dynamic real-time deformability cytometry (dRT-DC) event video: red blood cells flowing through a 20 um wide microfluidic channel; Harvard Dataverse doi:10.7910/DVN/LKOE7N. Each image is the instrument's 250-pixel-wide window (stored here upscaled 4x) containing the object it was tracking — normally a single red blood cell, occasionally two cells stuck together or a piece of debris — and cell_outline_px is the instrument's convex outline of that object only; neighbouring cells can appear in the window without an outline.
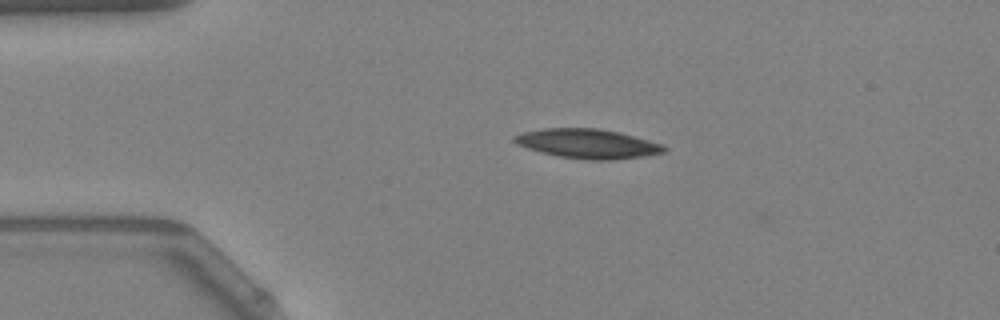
{"species": "Egyptian fruit bat (a non-hibernating species)", "species_latin": "Rousettus aegyptiacus", "temperature_condition": "warm", "stored_images_in_passage": 43, "camera_frame_rate_fps": 3000, "um_per_image_px": 0.085, "animal": {"sex": "female"}, "frame": {"image": 1, "passage_image": 1, "time_ms": 0.0, "image_size_px": [1000, 320], "cell_outline_px": [[668, 148], [664, 152], [644, 156], [608, 160], [588, 160], [556, 156], [540, 152], [516, 144], [512, 140], [512, 136], [524, 132], [544, 128], [596, 128], [620, 132], [664, 144]], "centroid_in_image_um": [49.95, 12.21], "position_along_channel_um": 35.0, "area_um2": 25.78}}
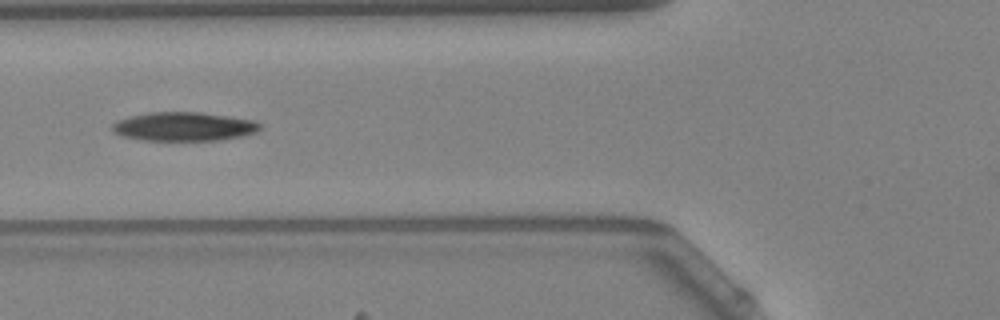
{"frame": {"image": 2, "passage_image": 10, "time_ms": 3.0, "image_size_px": [1000, 320], "cell_outline_px": [[260, 128], [256, 132], [240, 136], [216, 140], [144, 140], [124, 136], [116, 132], [112, 128], [112, 124], [120, 120], [132, 116], [148, 112], [200, 112], [228, 116], [252, 120], [260, 124]], "centroid_in_image_um": [15.64, 10.75], "position_along_channel_um": 110.2, "area_um2": 24.33}}
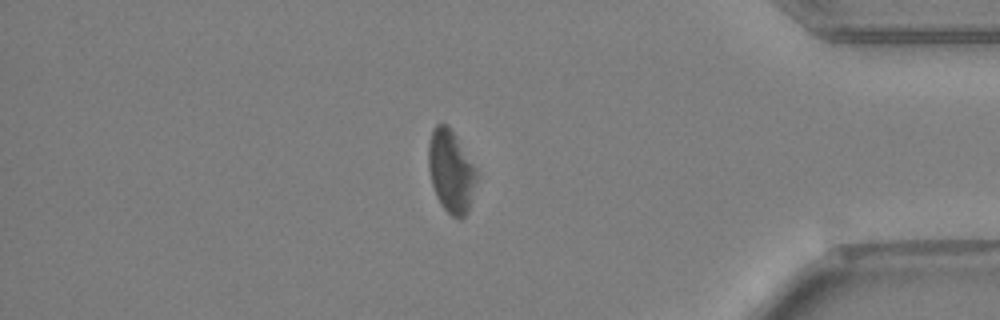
{"frame": {"image": 3, "passage_image": 35, "time_ms": 11.333, "image_size_px": [1000, 320], "cell_outline_px": [[476, 176], [468, 212], [460, 220], [452, 216], [440, 204], [436, 196], [432, 184], [428, 168], [428, 144], [432, 128], [436, 124], [448, 124], [456, 136], [476, 168]], "centroid_in_image_um": [38.3, 14.54], "position_along_channel_um": 396.9, "area_um2": 23.06}, "authors_computed_cell_mechanics": {"area_um2": 24.9696, "velocity_mm_per_s": 3.8095, "shape_relaxation_time_tau1_ms": 3.4899, "shape_relaxation_time_tau2_ms": null, "deformation_change_tau1": 0.1283, "deformation_change_tau2": null}}